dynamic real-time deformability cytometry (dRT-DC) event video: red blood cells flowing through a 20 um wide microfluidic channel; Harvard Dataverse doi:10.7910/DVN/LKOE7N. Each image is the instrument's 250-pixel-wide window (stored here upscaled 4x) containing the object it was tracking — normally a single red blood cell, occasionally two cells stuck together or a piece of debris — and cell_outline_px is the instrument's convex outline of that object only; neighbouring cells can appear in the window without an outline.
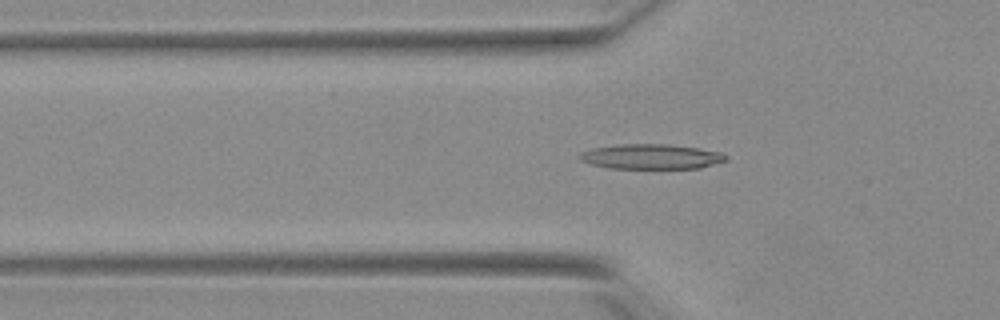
{"species": "Egyptian fruit bat (a non-hibernating species)", "species_latin": "Rousettus aegyptiacus", "temperature_condition": "warm", "stored_images_in_passage": 54, "segment_of_instrument_passage": [1, 2], "camera_frame_rate_fps": 3000, "um_per_image_px": 0.085, "animal": {"sex": "female"}, "frame": {"image": 1, "passage_image": 18, "time_ms": 5.667, "image_size_px": [1000, 320], "cell_outline_px": [[728, 160], [700, 168], [608, 168], [592, 164], [580, 160], [576, 156], [580, 152], [592, 148], [616, 144], [668, 144], [696, 148], [720, 152], [728, 156]], "centroid_in_image_um": [55.31, 13.3], "position_along_channel_um": 70.5, "area_um2": 21.33}}
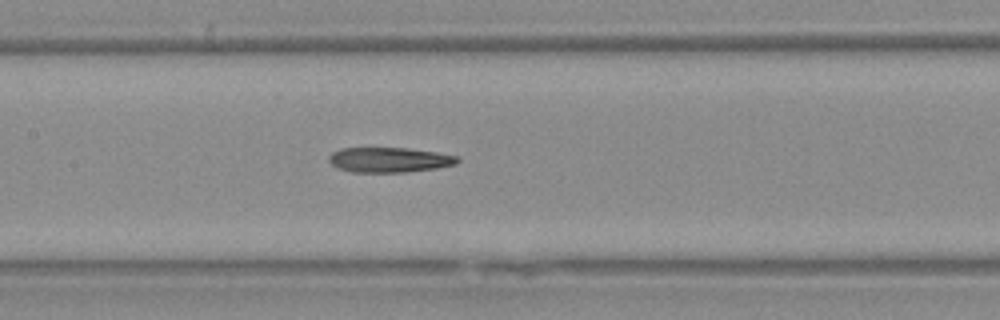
{"frame": {"image": 2, "passage_image": 26, "time_ms": 8.333, "image_size_px": [1000, 320], "cell_outline_px": [[460, 160], [456, 164], [436, 168], [404, 172], [352, 172], [340, 168], [332, 164], [328, 160], [328, 156], [332, 152], [340, 148], [408, 148], [436, 152], [460, 156]], "centroid_in_image_um": [33.11, 13.58], "position_along_channel_um": 174.3, "area_um2": 18.73}}
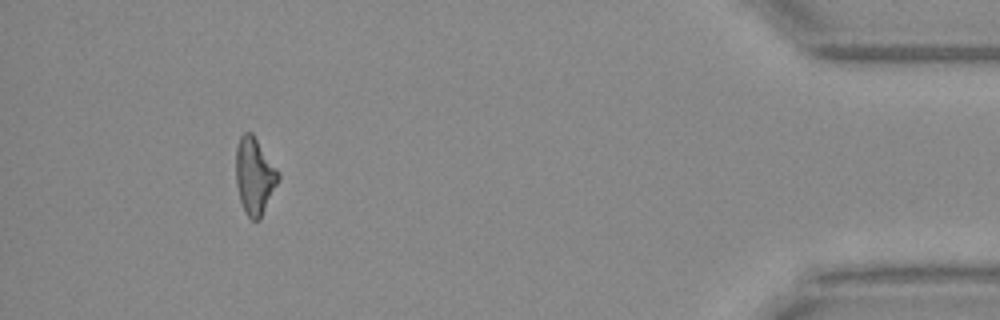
{"frame": {"image": 3, "passage_image": 49, "time_ms": 16.0, "image_size_px": [1000, 320], "cell_outline_px": [[280, 180], [260, 220], [252, 220], [244, 212], [240, 200], [236, 184], [236, 148], [240, 136], [244, 132], [252, 132], [280, 172]], "centroid_in_image_um": [21.65, 14.96], "position_along_channel_um": 413.5, "area_um2": 19.25}}